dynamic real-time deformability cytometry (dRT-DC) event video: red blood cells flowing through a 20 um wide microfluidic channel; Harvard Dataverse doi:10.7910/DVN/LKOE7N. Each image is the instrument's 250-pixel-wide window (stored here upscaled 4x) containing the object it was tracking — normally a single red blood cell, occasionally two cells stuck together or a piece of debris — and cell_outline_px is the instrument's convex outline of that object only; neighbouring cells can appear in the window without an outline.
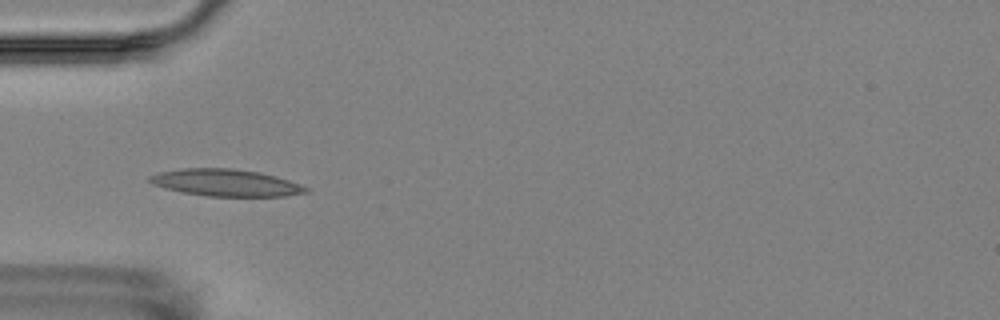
{"species": "Egyptian fruit bat (a non-hibernating species)", "species_latin": "Rousettus aegyptiacus", "temperature_condition": "room temperature", "stored_images_in_passage": 7, "camera_frame_rate_fps": 3000, "um_per_image_px": 0.085, "animal": {"sex": "female"}, "frame": {"image": 1, "passage_image": 5, "time_ms": 4.667, "image_size_px": [1000, 320], "cell_outline_px": [[308, 192], [284, 196], [208, 196], [184, 192], [164, 188], [152, 184], [148, 180], [148, 176], [156, 172], [184, 168], [232, 168], [260, 172], [276, 176], [300, 184], [308, 188]], "centroid_in_image_um": [19.16, 15.52], "position_along_channel_um": 65.8, "area_um2": 24.57}}